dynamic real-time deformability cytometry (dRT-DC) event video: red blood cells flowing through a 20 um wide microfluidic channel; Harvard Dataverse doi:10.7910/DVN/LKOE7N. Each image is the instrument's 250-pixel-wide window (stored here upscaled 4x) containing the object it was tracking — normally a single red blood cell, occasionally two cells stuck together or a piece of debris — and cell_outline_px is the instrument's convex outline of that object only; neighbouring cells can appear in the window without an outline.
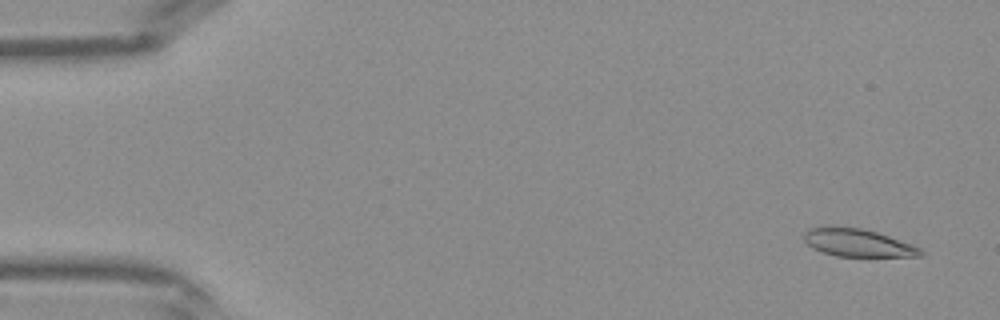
{"species": "Egyptian fruit bat (a non-hibernating species)", "species_latin": "Rousettus aegyptiacus", "temperature_condition": "warm", "stored_images_in_passage": 41, "camera_frame_rate_fps": 3000, "um_per_image_px": 0.085, "frame": {"image": 1, "passage_image": 2, "time_ms": 0.333, "image_size_px": [1000, 320], "cell_outline_px": [[924, 256], [836, 256], [812, 248], [804, 240], [804, 232], [808, 228], [820, 224], [832, 224], [860, 228], [876, 232], [912, 244], [920, 248], [924, 252]], "centroid_in_image_um": [72.83, 20.59], "position_along_channel_um": 12.2, "area_um2": 19.25}}
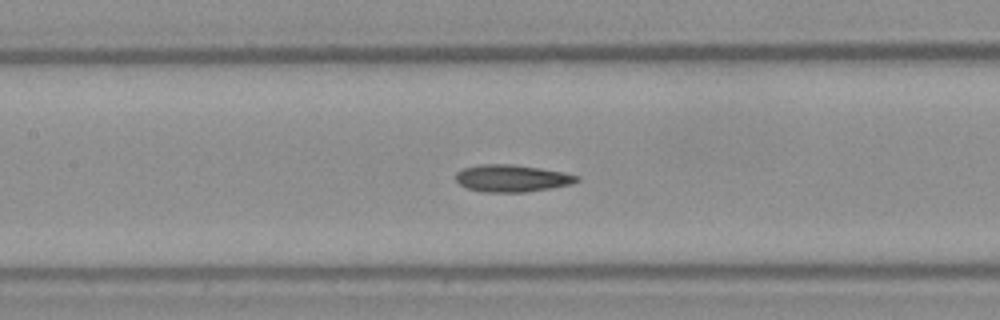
{"frame": {"image": 2, "passage_image": 19, "time_ms": 6.0, "image_size_px": [1000, 320], "cell_outline_px": [[580, 180], [572, 184], [552, 188], [528, 192], [484, 192], [468, 188], [460, 184], [456, 180], [456, 172], [464, 168], [480, 164], [512, 164], [540, 168], [564, 172], [580, 176]], "centroid_in_image_um": [43.55, 15.15], "position_along_channel_um": 163.8, "area_um2": 19.25}}
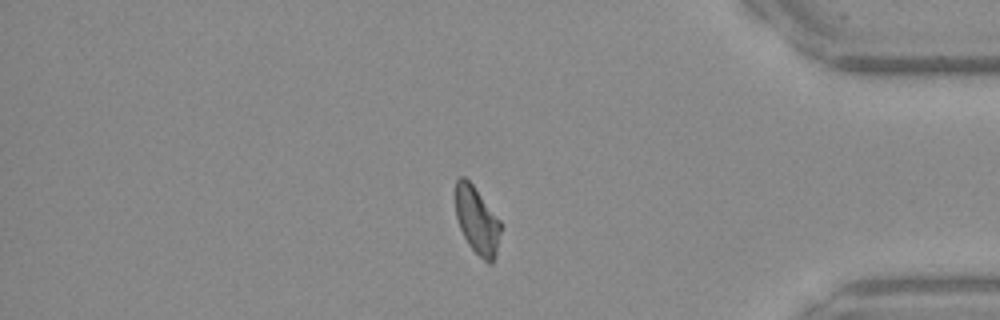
{"frame": {"image": 3, "passage_image": 35, "time_ms": 11.333, "image_size_px": [1000, 320], "cell_outline_px": [[500, 232], [496, 252], [492, 264], [488, 264], [468, 244], [460, 228], [456, 216], [456, 180], [460, 176], [464, 176], [472, 184], [500, 220]], "centroid_in_image_um": [40.54, 18.73], "position_along_channel_um": 394.7, "area_um2": 17.34}}